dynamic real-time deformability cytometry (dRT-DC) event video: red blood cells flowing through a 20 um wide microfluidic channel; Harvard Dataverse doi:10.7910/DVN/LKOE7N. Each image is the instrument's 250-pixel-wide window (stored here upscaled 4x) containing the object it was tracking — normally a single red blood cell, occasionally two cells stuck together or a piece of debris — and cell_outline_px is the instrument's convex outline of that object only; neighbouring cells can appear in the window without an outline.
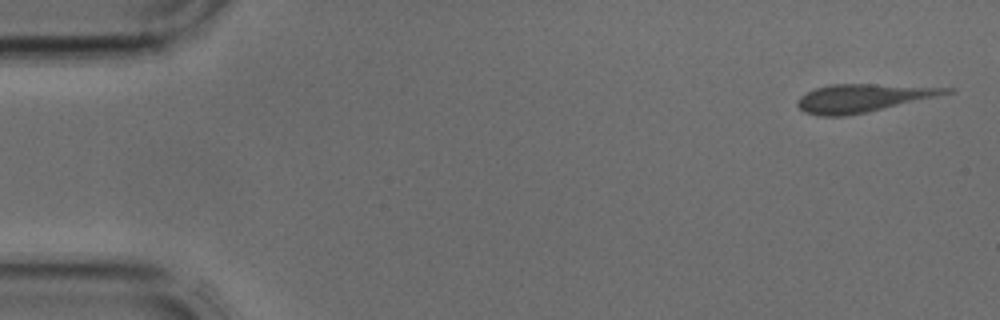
{"species": "common noctule bat (a hibernating species)", "species_latin": "Nyctalus noctula", "temperature_condition": "cold", "stored_images_in_passage": 7, "camera_frame_rate_fps": 3000, "um_per_image_px": 0.085, "animal": {"sex": "male", "body_mass_g": 17.9, "forearm_length_mm": 54.2}, "frame": {"image": 1, "passage_image": 1, "time_ms": 0.0, "image_size_px": [1000, 320], "cell_outline_px": [[956, 92], [864, 112], [844, 116], [820, 116], [804, 112], [796, 104], [800, 96], [816, 88], [832, 84], [872, 84], [956, 88]], "centroid_in_image_um": [73.35, 8.32], "position_along_channel_um": 11.7, "area_um2": 23.87}}